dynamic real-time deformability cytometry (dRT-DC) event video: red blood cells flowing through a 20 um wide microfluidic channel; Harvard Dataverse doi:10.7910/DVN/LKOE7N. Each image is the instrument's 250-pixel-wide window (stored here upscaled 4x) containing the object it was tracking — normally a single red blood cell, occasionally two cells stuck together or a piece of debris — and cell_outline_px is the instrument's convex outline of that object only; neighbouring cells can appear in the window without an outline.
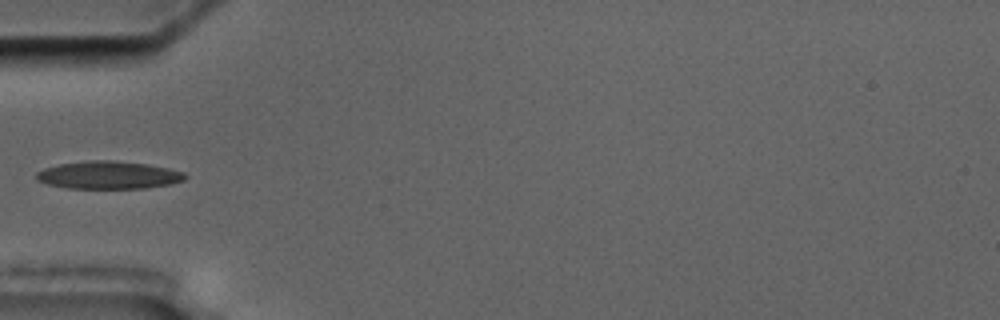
{"species": "common noctule bat (a hibernating species)", "species_latin": "Nyctalus noctula", "temperature_condition": "cold", "stored_images_in_passage": 2, "camera_frame_rate_fps": 3000, "um_per_image_px": 0.085, "animal": {"sex": "male", "body_mass_g": 17.5, "forearm_length_mm": 52.3}, "frame": {"image": 1, "passage_image": 2, "time_ms": 1.333, "image_size_px": [1000, 320], "cell_outline_px": [[188, 176], [184, 180], [168, 184], [144, 188], [68, 188], [48, 184], [36, 180], [36, 172], [44, 168], [60, 164], [92, 160], [112, 160], [148, 164], [168, 168], [184, 172]], "centroid_in_image_um": [9.22, 14.87], "position_along_channel_um": 75.8, "area_um2": 23.93}}